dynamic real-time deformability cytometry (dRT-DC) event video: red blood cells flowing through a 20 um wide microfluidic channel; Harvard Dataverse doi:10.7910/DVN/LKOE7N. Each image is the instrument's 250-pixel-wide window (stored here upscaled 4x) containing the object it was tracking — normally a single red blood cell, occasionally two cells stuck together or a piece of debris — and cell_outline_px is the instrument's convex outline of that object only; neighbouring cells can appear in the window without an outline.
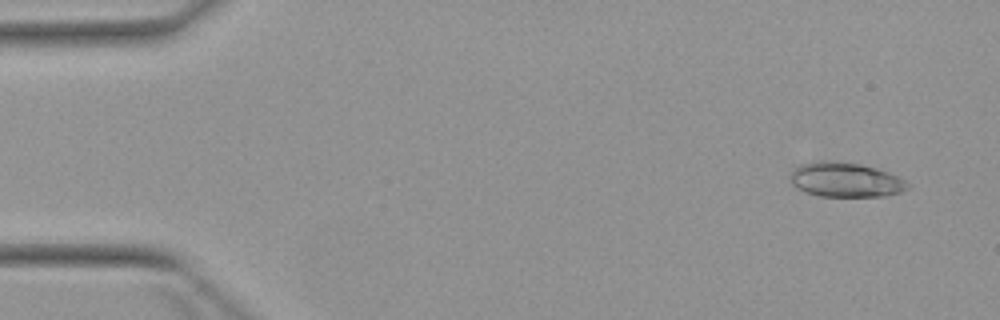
{"species": "Egyptian fruit bat (a non-hibernating species)", "species_latin": "Rousettus aegyptiacus", "temperature_condition": "warm", "stored_images_in_passage": 4, "camera_frame_rate_fps": 3000, "um_per_image_px": 0.085, "animal": {"sex": "female"}, "frame": {"image": 1, "passage_image": 1, "time_ms": 0.0, "image_size_px": [1000, 320], "cell_outline_px": [[912, 184], [908, 188], [900, 192], [884, 196], [820, 196], [804, 192], [796, 188], [792, 184], [792, 168], [800, 164], [816, 160], [836, 160], [860, 164], [880, 168]], "centroid_in_image_um": [71.86, 15.26], "position_along_channel_um": 13.1, "area_um2": 23.99}}